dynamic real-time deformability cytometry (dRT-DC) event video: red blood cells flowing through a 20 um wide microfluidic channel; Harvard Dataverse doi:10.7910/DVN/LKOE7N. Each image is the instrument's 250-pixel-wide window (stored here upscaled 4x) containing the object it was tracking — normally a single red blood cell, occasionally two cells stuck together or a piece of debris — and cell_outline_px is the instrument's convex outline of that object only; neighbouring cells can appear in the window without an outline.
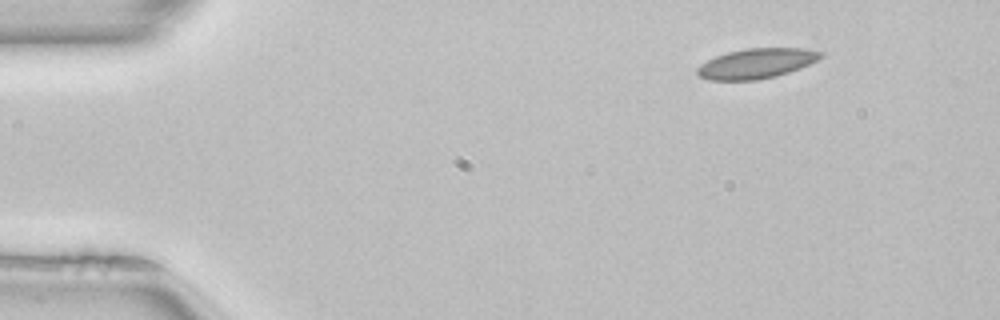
{"species": "common noctule bat (a hibernating species)", "species_latin": "Nyctalus noctula", "temperature_condition": "room temperature", "stored_images_in_passage": 31, "camera_frame_rate_fps": 3000, "um_per_image_px": 0.085, "animal": {"sex": "female", "body_mass_g": 22.7, "forearm_length_mm": 54.2}, "frame": {"image": 1, "passage_image": 1, "time_ms": 0.0, "image_size_px": [1000, 320], "cell_outline_px": [[824, 56], [800, 68], [776, 76], [756, 80], [708, 80], [700, 76], [696, 72], [696, 68], [700, 64], [716, 56], [728, 52], [748, 48], [804, 48], [824, 52]], "centroid_in_image_um": [64.3, 5.39], "position_along_channel_um": 20.7, "area_um2": 21.5}}
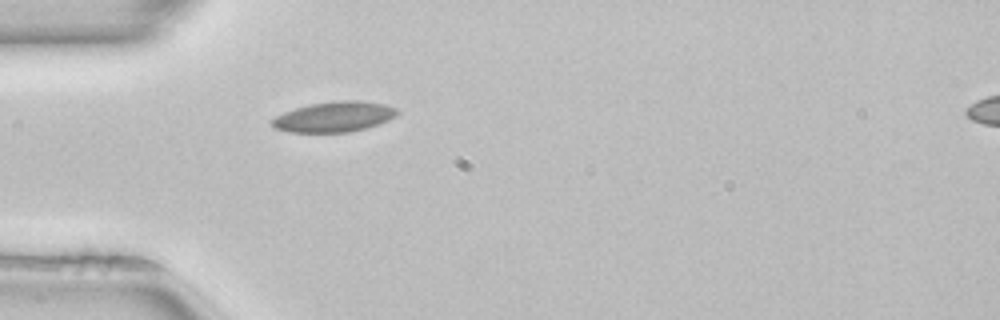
{"frame": {"image": 2, "passage_image": 10, "time_ms": 3.0, "image_size_px": [1000, 320], "cell_outline_px": [[400, 112], [396, 116], [388, 120], [364, 128], [348, 132], [288, 132], [276, 128], [268, 120], [284, 112], [296, 108], [312, 104], [340, 100], [360, 100], [384, 104], [396, 108]], "centroid_in_image_um": [28.4, 9.92], "position_along_channel_um": 56.6, "area_um2": 21.96}}